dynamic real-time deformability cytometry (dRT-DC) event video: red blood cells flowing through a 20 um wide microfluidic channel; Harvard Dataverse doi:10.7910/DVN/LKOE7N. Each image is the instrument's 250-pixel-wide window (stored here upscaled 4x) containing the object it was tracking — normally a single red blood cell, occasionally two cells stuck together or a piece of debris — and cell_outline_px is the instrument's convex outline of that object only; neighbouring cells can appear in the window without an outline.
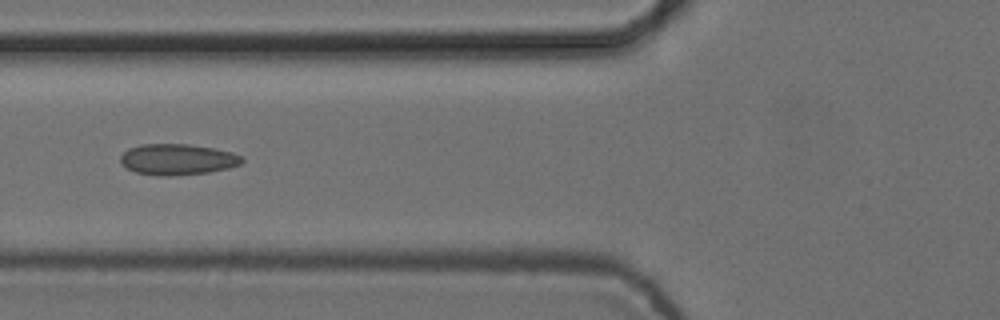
{"species": "common noctule bat (a hibernating species)", "species_latin": "Nyctalus noctula", "temperature_condition": "cold", "stored_images_in_passage": 5, "camera_frame_rate_fps": 3000, "um_per_image_px": 0.085, "animal": {"sex": "female", "body_mass_g": 24.6, "forearm_length_mm": 56.2}, "frame": {"image": 1, "passage_image": 5, "time_ms": 1.333, "image_size_px": [1000, 320], "cell_outline_px": [[244, 160], [240, 164], [228, 168], [208, 172], [172, 176], [160, 176], [136, 172], [128, 168], [120, 160], [120, 156], [128, 148], [140, 144], [188, 144], [212, 148], [232, 152], [240, 156]], "centroid_in_image_um": [15.08, 13.54], "position_along_channel_um": 110.7, "area_um2": 21.79}}